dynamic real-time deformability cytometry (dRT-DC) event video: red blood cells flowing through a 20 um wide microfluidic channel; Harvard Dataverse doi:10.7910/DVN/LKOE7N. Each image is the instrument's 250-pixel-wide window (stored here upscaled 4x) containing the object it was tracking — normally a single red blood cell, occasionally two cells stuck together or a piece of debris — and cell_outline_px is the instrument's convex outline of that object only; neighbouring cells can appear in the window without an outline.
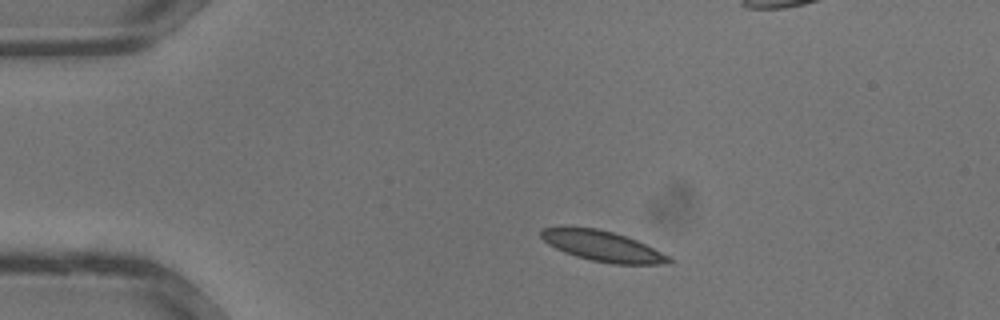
{"species": "common noctule bat (a hibernating species)", "species_latin": "Nyctalus noctula", "temperature_condition": "warm", "stored_images_in_passage": 33, "camera_frame_rate_fps": 3000, "um_per_image_px": 0.085, "animal": {"sex": "male", "body_mass_g": 13.3}, "frame": {"image": 1, "passage_image": 4, "time_ms": 1.0, "image_size_px": [1000, 320], "cell_outline_px": [[672, 260], [656, 264], [612, 264], [592, 260], [576, 256], [564, 252], [548, 244], [540, 236], [540, 228], [564, 224], [596, 228], [612, 232], [636, 240], [668, 256]], "centroid_in_image_um": [51.05, 20.86], "position_along_channel_um": 33.9, "area_um2": 22.72}}
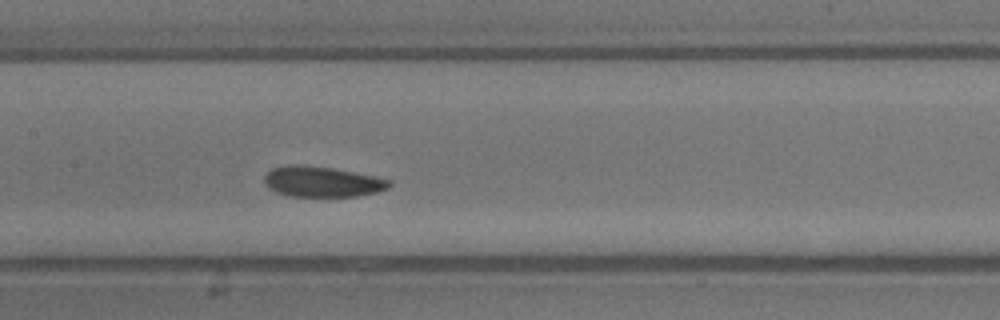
{"frame": {"image": 2, "passage_image": 14, "time_ms": 4.333, "image_size_px": [1000, 320], "cell_outline_px": [[392, 184], [388, 188], [376, 192], [356, 196], [288, 196], [276, 192], [268, 188], [264, 184], [264, 176], [272, 168], [296, 164], [304, 164], [332, 168], [392, 180]], "centroid_in_image_um": [27.35, 15.44], "position_along_channel_um": 180.1, "area_um2": 22.14}}
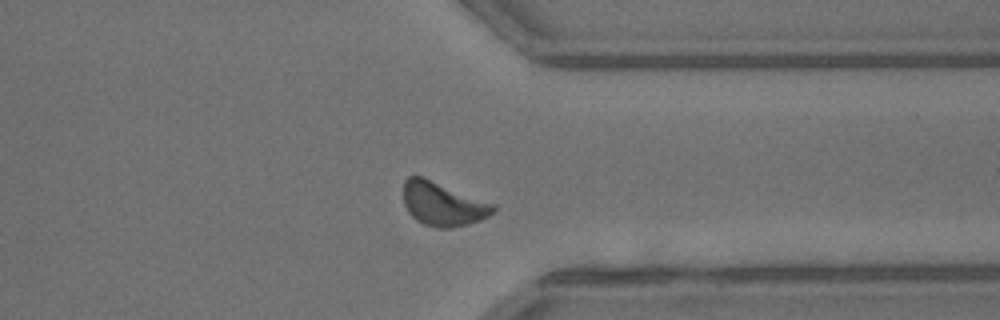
{"frame": {"image": 3, "passage_image": 24, "time_ms": 7.667, "image_size_px": [1000, 320], "cell_outline_px": [[496, 208], [488, 216], [480, 220], [468, 224], [452, 228], [436, 228], [424, 224], [416, 220], [408, 212], [404, 204], [404, 180], [408, 176], [420, 176], [496, 204]], "centroid_in_image_um": [37.64, 17.35], "position_along_channel_um": 373.8, "area_um2": 22.77}}